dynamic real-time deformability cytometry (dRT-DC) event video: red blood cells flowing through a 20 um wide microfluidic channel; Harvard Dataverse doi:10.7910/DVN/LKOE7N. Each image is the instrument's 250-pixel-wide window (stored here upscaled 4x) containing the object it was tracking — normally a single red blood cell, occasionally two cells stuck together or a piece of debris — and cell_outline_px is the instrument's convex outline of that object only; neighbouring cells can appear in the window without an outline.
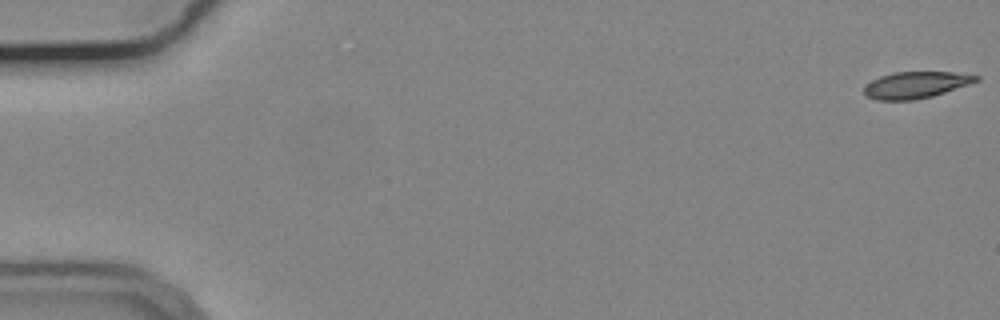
{"species": "common noctule bat (a hibernating species)", "species_latin": "Nyctalus noctula", "temperature_condition": "cold", "stored_images_in_passage": 56, "camera_frame_rate_fps": 3000, "um_per_image_px": 0.085, "animal": {"sex": "male", "body_mass_g": 19.2, "forearm_length_mm": 51.8}, "frame": {"image": 1, "passage_image": 1, "time_ms": 0.0, "image_size_px": [1000, 320], "cell_outline_px": [[980, 80], [932, 96], [916, 100], [876, 100], [864, 96], [864, 88], [872, 80], [880, 76], [892, 72], [952, 72], [980, 76]], "centroid_in_image_um": [77.81, 7.22], "position_along_channel_um": 7.2, "area_um2": 17.28}}
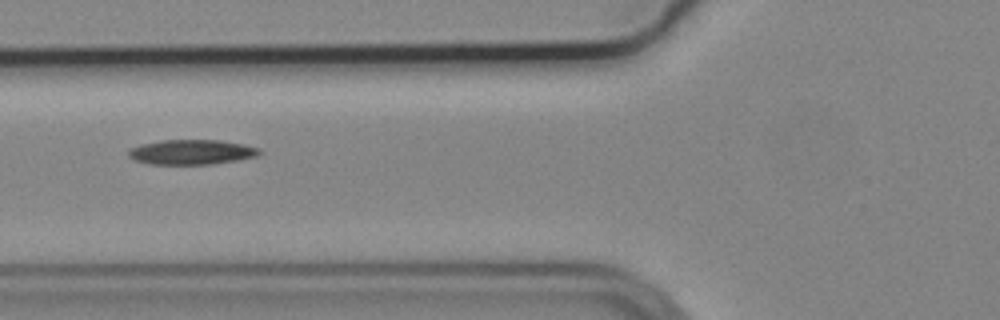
{"frame": {"image": 2, "passage_image": 22, "time_ms": 7.0, "image_size_px": [1000, 320], "cell_outline_px": [[264, 152], [256, 156], [240, 160], [212, 164], [148, 164], [136, 160], [128, 156], [128, 152], [132, 148], [140, 144], [160, 140], [220, 140], [244, 144], [260, 148]], "centroid_in_image_um": [16.33, 12.92], "position_along_channel_um": 109.5, "area_um2": 19.13}}
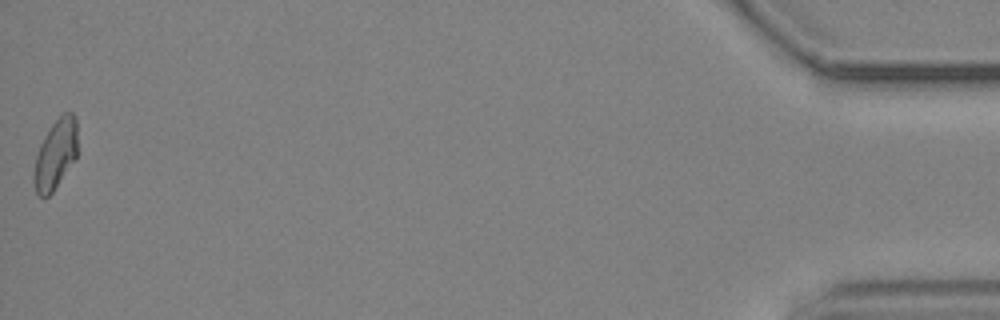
{"frame": {"image": 3, "passage_image": 56, "time_ms": 18.333, "image_size_px": [1000, 320], "cell_outline_px": [[76, 160], [52, 192], [48, 196], [40, 196], [36, 192], [32, 180], [32, 176], [36, 156], [40, 144], [44, 136], [52, 124], [64, 112], [72, 112], [76, 116]], "centroid_in_image_um": [4.71, 13.13], "position_along_channel_um": 430.5, "area_um2": 17.74}}